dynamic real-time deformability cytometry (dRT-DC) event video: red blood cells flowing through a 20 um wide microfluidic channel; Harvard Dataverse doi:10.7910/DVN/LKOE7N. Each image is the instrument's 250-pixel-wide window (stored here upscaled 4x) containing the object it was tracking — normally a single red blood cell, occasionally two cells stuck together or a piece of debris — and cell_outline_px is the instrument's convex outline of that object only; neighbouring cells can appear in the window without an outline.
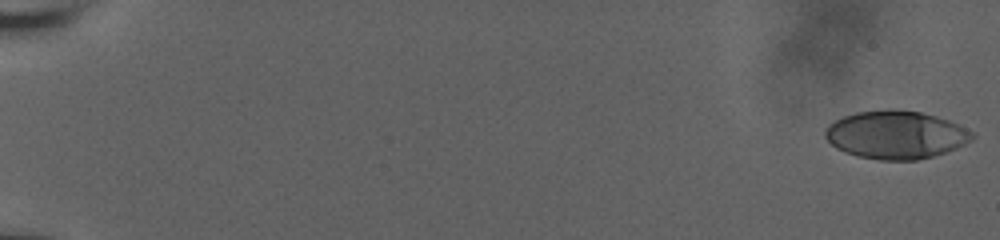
{"species": "human", "species_latin": "Homo sapiens", "temperature_condition": "room temperature", "stored_images_in_passage": 50, "camera_frame_rate_fps": 3000, "um_per_image_px": 0.085, "donor": {"sex": "male"}, "frame": {"image": 1, "passage_image": 1, "time_ms": 0.0, "image_size_px": [1000, 240], "cell_outline_px": [[976, 136], [972, 140], [956, 148], [932, 156], [916, 160], [880, 160], [856, 156], [844, 152], [836, 148], [824, 136], [824, 132], [828, 124], [844, 116], [856, 112], [888, 108], [892, 108], [920, 112], [936, 116], [948, 120], [976, 132]], "centroid_in_image_um": [76.15, 11.45], "position_along_channel_um": 8.8, "area_um2": 41.44}}
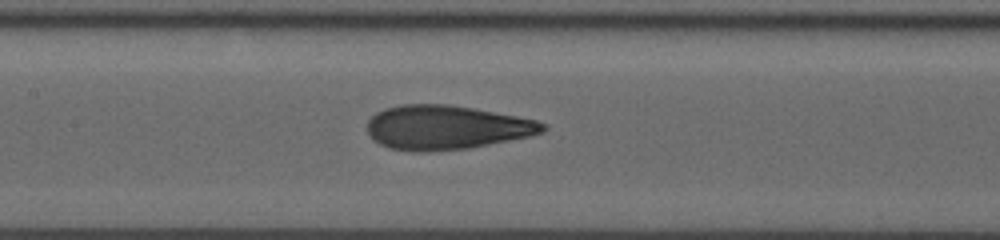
{"frame": {"image": 2, "passage_image": 27, "time_ms": 10.0, "image_size_px": [1000, 240], "cell_outline_px": [[548, 128], [544, 132], [528, 136], [468, 148], [428, 152], [416, 152], [388, 148], [372, 140], [368, 132], [368, 120], [376, 112], [384, 108], [404, 104], [448, 104], [472, 108], [516, 116], [536, 120], [544, 124]], "centroid_in_image_um": [37.89, 10.83], "position_along_channel_um": 169.5, "area_um2": 45.08}}
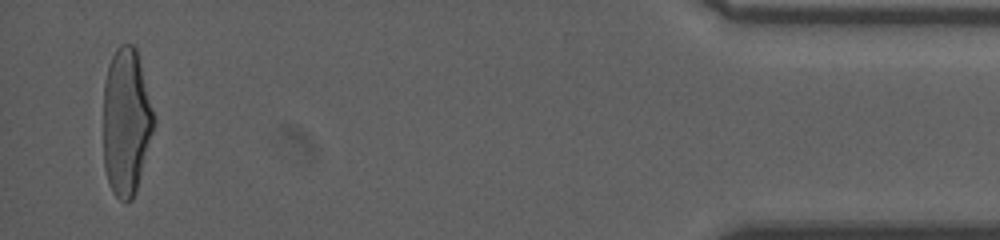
{"frame": {"image": 3, "passage_image": 50, "time_ms": 18.667, "image_size_px": [1000, 240], "cell_outline_px": [[156, 124], [136, 192], [132, 200], [124, 204], [112, 192], [104, 168], [104, 80], [108, 64], [116, 48], [120, 44], [132, 44], [136, 48], [156, 116]], "centroid_in_image_um": [10.75, 10.37], "position_along_channel_um": 424.5, "area_um2": 44.1}, "authors_computed_cell_mechanics": {"area_um2": 43.5234, "velocity_mm_per_s": 3.7731, "shape_relaxation_time_tau1_ms": 4.9891, "shape_relaxation_time_tau2_ms": 0.9863, "deformation_change_tau1": 0.2303, "deformation_change_tau2": 0.0956}}